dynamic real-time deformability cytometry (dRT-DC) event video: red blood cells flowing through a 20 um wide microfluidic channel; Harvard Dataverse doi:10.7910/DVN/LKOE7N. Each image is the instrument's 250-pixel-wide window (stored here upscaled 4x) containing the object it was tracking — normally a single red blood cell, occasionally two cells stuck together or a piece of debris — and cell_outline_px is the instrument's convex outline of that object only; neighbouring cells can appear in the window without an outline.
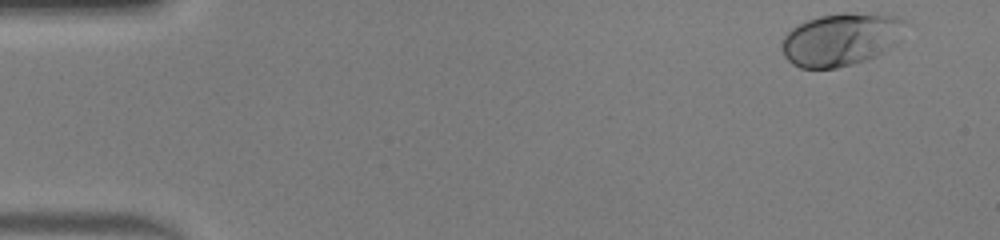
{"species": "human", "species_latin": "Homo sapiens", "temperature_condition": "warm", "stored_images_in_passage": 46, "camera_frame_rate_fps": 3000, "um_per_image_px": 0.085, "donor": {"sex": "male"}, "frame": {"image": 1, "passage_image": 1, "time_ms": 0.0, "image_size_px": [1000, 240], "cell_outline_px": [[908, 24], [892, 44], [884, 52], [876, 56], [852, 64], [836, 68], [800, 68], [792, 64], [784, 56], [780, 44], [784, 36], [796, 24], [820, 16], [844, 12], [852, 12], [896, 16], [904, 20]], "centroid_in_image_um": [71.43, 3.34], "position_along_channel_um": 13.6, "area_um2": 37.8}}
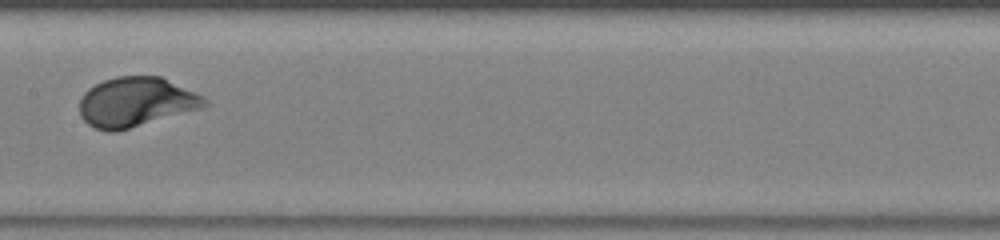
{"frame": {"image": 2, "passage_image": 23, "time_ms": 7.333, "image_size_px": [1000, 240], "cell_outline_px": [[212, 104], [204, 108], [116, 132], [108, 132], [96, 128], [88, 124], [80, 116], [80, 100], [84, 92], [88, 88], [104, 80], [116, 76], [160, 76], [204, 96]], "centroid_in_image_um": [11.59, 8.68], "position_along_channel_um": 195.8, "area_um2": 36.41}}
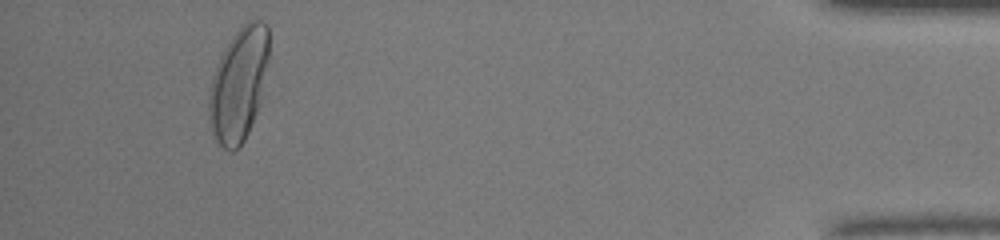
{"frame": {"image": 3, "passage_image": 43, "time_ms": 14.0, "image_size_px": [1000, 240], "cell_outline_px": [[268, 60], [260, 100], [256, 112], [248, 132], [244, 140], [232, 152], [224, 148], [216, 140], [212, 132], [208, 120], [208, 96], [212, 76], [216, 64], [220, 56], [232, 36], [248, 20], [260, 20], [268, 24]], "centroid_in_image_um": [20.26, 7.16], "position_along_channel_um": 414.9, "area_um2": 39.42}, "authors_computed_cell_mechanics": {"area_um2": 36.0094, "velocity_mm_per_s": 4.2623, "shape_relaxation_time_tau1_ms": 1.9779, "shape_relaxation_time_tau2_ms": null, "deformation_change_tau1": 0.1745, "deformation_change_tau2": null}}